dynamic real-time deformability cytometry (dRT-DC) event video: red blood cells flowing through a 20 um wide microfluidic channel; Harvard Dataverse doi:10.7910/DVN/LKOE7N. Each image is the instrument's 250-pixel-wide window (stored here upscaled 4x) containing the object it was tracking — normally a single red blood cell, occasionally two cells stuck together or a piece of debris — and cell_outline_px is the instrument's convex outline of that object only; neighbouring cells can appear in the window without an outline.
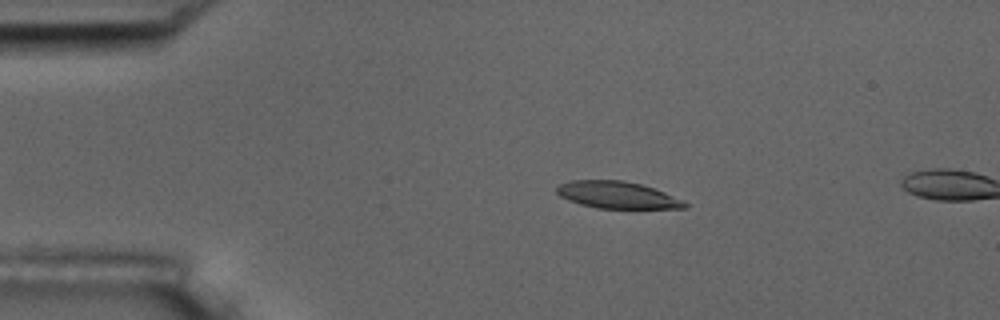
{"species": "common noctule bat (a hibernating species)", "species_latin": "Nyctalus noctula", "temperature_condition": "room temperature", "stored_images_in_passage": 14, "camera_frame_rate_fps": 3000, "um_per_image_px": 0.085, "animal": {"sex": "male", "body_mass_g": 17.5, "forearm_length_mm": 52.3}, "frame": {"image": 1, "passage_image": 10, "time_ms": 3.0, "image_size_px": [1000, 320], "cell_outline_px": [[688, 208], [596, 208], [580, 204], [568, 200], [560, 196], [556, 192], [556, 188], [560, 184], [572, 180], [624, 180], [640, 184], [664, 192], [684, 200], [688, 204]], "centroid_in_image_um": [52.46, 16.57], "position_along_channel_um": 32.5, "area_um2": 20.06}}